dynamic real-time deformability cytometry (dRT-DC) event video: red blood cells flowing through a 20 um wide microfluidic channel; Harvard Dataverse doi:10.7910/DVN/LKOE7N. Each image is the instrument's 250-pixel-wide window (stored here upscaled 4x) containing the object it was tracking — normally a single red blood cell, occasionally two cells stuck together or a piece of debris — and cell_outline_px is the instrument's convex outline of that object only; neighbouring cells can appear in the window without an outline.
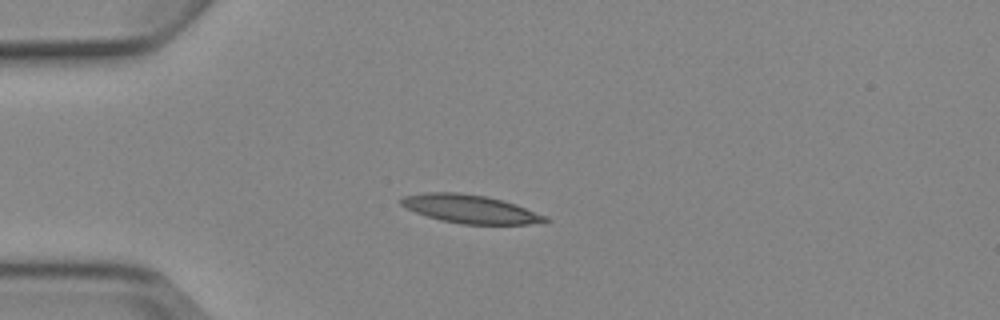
{"species": "Egyptian fruit bat (a non-hibernating species)", "species_latin": "Rousettus aegyptiacus", "temperature_condition": "cold", "stored_images_in_passage": 7, "camera_frame_rate_fps": 3000, "um_per_image_px": 0.085, "animal": {"sex": "female"}, "frame": {"image": 1, "passage_image": 3, "time_ms": 2.333, "image_size_px": [1000, 320], "cell_outline_px": [[552, 220], [528, 224], [464, 224], [440, 220], [416, 212], [400, 204], [400, 200], [404, 196], [424, 192], [456, 192], [484, 196], [504, 200], [516, 204], [548, 216]], "centroid_in_image_um": [40.0, 17.76], "position_along_channel_um": 45.0, "area_um2": 23.7}}
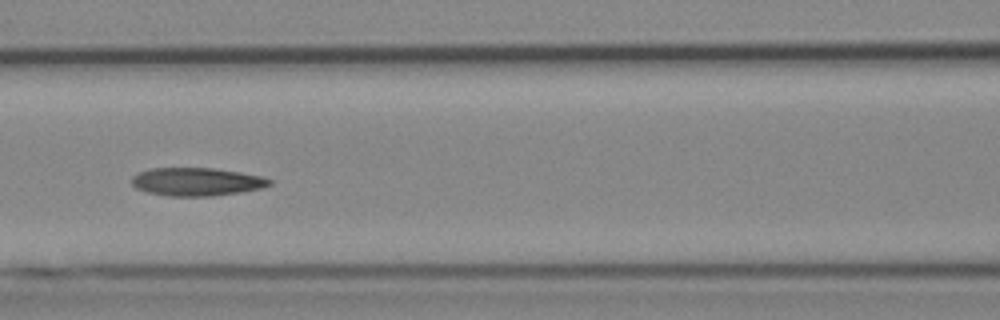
{"frame": {"image": 2, "passage_image": 6, "time_ms": 5.667, "image_size_px": [1000, 320], "cell_outline_px": [[272, 184], [264, 188], [240, 192], [212, 196], [168, 196], [148, 192], [136, 188], [132, 184], [132, 176], [148, 168], [212, 168], [240, 172], [260, 176], [272, 180]], "centroid_in_image_um": [16.72, 15.45], "position_along_channel_um": 149.9, "area_um2": 22.6}}
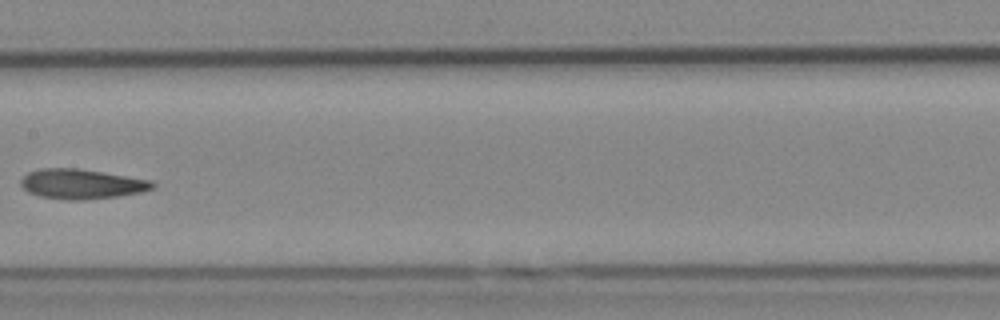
{"frame": {"image": 3, "passage_image": 7, "time_ms": 7.0, "image_size_px": [1000, 320], "cell_outline_px": [[156, 184], [152, 188], [140, 192], [116, 196], [84, 200], [64, 200], [40, 196], [28, 192], [20, 184], [20, 180], [28, 172], [40, 168], [76, 168], [152, 180]], "centroid_in_image_um": [6.9, 15.64], "position_along_channel_um": 200.5, "area_um2": 22.77}}